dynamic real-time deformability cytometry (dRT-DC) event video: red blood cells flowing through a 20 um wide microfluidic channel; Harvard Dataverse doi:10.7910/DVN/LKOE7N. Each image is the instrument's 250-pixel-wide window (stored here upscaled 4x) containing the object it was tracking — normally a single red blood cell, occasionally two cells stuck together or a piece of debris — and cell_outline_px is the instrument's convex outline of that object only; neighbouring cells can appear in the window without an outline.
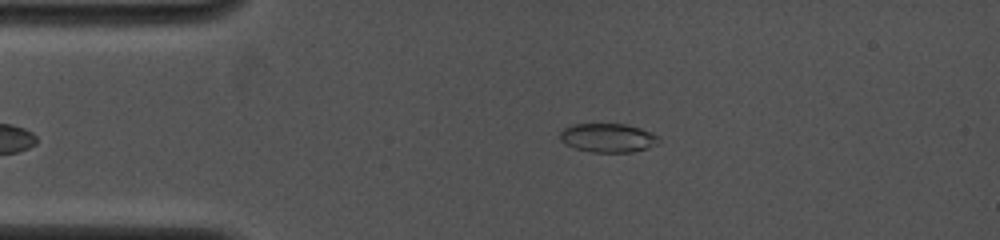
{"species": "common noctule bat (a hibernating species)", "species_latin": "Nyctalus noctula", "temperature_condition": "cold", "stored_images_in_passage": 27, "camera_frame_rate_fps": 4000, "um_per_image_px": 0.085, "animal": {"sex": "female", "body_mass_g": 19.0, "forearm_length_mm": 53.3}, "frame": {"image": 1, "passage_image": 1, "time_ms": 0.0, "image_size_px": [1000, 240], "cell_outline_px": [[660, 140], [656, 144], [648, 148], [632, 152], [592, 152], [576, 148], [560, 140], [560, 132], [564, 128], [572, 124], [624, 124], [640, 128], [652, 132], [660, 136]], "centroid_in_image_um": [51.71, 11.71], "position_along_channel_um": 33.3, "area_um2": 16.59}}
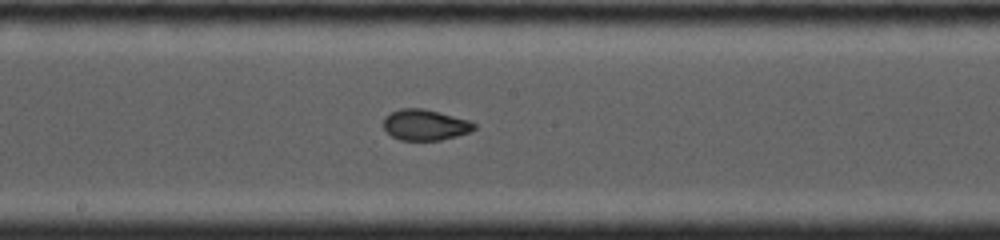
{"frame": {"image": 2, "passage_image": 15, "time_ms": 5.25, "image_size_px": [1000, 240], "cell_outline_px": [[476, 128], [468, 132], [456, 136], [440, 140], [400, 140], [392, 136], [384, 128], [384, 116], [400, 108], [424, 108], [468, 120], [476, 124]], "centroid_in_image_um": [36.12, 10.61], "position_along_channel_um": 212.1, "area_um2": 16.18}}
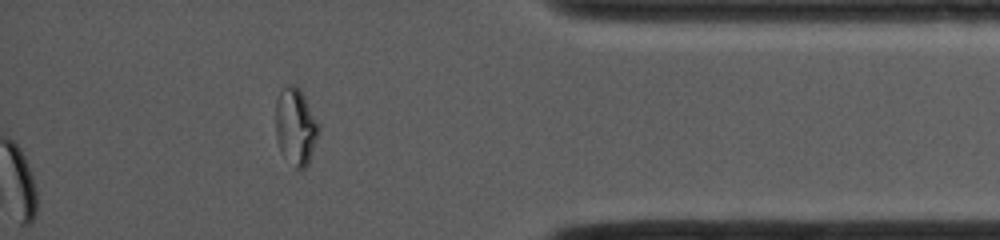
{"frame": {"image": 3, "passage_image": 27, "time_ms": 10.5, "image_size_px": [1000, 240], "cell_outline_px": [[320, 132], [308, 164], [304, 168], [296, 168], [280, 148], [276, 140], [276, 100], [280, 92], [288, 84], [292, 84], [300, 88], [320, 124]], "centroid_in_image_um": [25.16, 10.72], "position_along_channel_um": 410.0, "area_um2": 19.19}}